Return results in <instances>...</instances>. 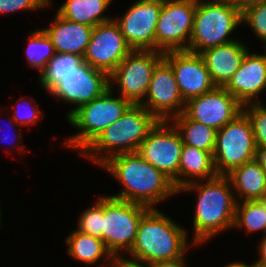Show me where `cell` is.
<instances>
[{
  "instance_id": "cell-40",
  "label": "cell",
  "mask_w": 266,
  "mask_h": 267,
  "mask_svg": "<svg viewBox=\"0 0 266 267\" xmlns=\"http://www.w3.org/2000/svg\"><path fill=\"white\" fill-rule=\"evenodd\" d=\"M224 267H254V262L247 264L246 262H243L240 260V262L239 261L232 262V263L227 264Z\"/></svg>"
},
{
  "instance_id": "cell-28",
  "label": "cell",
  "mask_w": 266,
  "mask_h": 267,
  "mask_svg": "<svg viewBox=\"0 0 266 267\" xmlns=\"http://www.w3.org/2000/svg\"><path fill=\"white\" fill-rule=\"evenodd\" d=\"M28 37L25 59L30 68H36L40 71V75L48 61L56 54L54 45L42 28L32 30Z\"/></svg>"
},
{
  "instance_id": "cell-16",
  "label": "cell",
  "mask_w": 266,
  "mask_h": 267,
  "mask_svg": "<svg viewBox=\"0 0 266 267\" xmlns=\"http://www.w3.org/2000/svg\"><path fill=\"white\" fill-rule=\"evenodd\" d=\"M183 112L190 119L218 131L243 112V105L224 87H215L187 100Z\"/></svg>"
},
{
  "instance_id": "cell-42",
  "label": "cell",
  "mask_w": 266,
  "mask_h": 267,
  "mask_svg": "<svg viewBox=\"0 0 266 267\" xmlns=\"http://www.w3.org/2000/svg\"><path fill=\"white\" fill-rule=\"evenodd\" d=\"M261 201L264 203V206L266 208V197H264Z\"/></svg>"
},
{
  "instance_id": "cell-18",
  "label": "cell",
  "mask_w": 266,
  "mask_h": 267,
  "mask_svg": "<svg viewBox=\"0 0 266 267\" xmlns=\"http://www.w3.org/2000/svg\"><path fill=\"white\" fill-rule=\"evenodd\" d=\"M224 88L242 105L264 102L260 96L266 91V49L262 54L249 50Z\"/></svg>"
},
{
  "instance_id": "cell-24",
  "label": "cell",
  "mask_w": 266,
  "mask_h": 267,
  "mask_svg": "<svg viewBox=\"0 0 266 267\" xmlns=\"http://www.w3.org/2000/svg\"><path fill=\"white\" fill-rule=\"evenodd\" d=\"M113 0H65L57 9L64 19L95 27L109 22L113 17L106 15V10Z\"/></svg>"
},
{
  "instance_id": "cell-4",
  "label": "cell",
  "mask_w": 266,
  "mask_h": 267,
  "mask_svg": "<svg viewBox=\"0 0 266 267\" xmlns=\"http://www.w3.org/2000/svg\"><path fill=\"white\" fill-rule=\"evenodd\" d=\"M158 122L141 104H132L122 117L105 128L80 155L100 167L112 156L137 152Z\"/></svg>"
},
{
  "instance_id": "cell-20",
  "label": "cell",
  "mask_w": 266,
  "mask_h": 267,
  "mask_svg": "<svg viewBox=\"0 0 266 267\" xmlns=\"http://www.w3.org/2000/svg\"><path fill=\"white\" fill-rule=\"evenodd\" d=\"M50 26L42 29L50 37L56 53L84 56L94 27L80 24L54 14Z\"/></svg>"
},
{
  "instance_id": "cell-14",
  "label": "cell",
  "mask_w": 266,
  "mask_h": 267,
  "mask_svg": "<svg viewBox=\"0 0 266 267\" xmlns=\"http://www.w3.org/2000/svg\"><path fill=\"white\" fill-rule=\"evenodd\" d=\"M163 0H135L113 19L132 50H155V31Z\"/></svg>"
},
{
  "instance_id": "cell-11",
  "label": "cell",
  "mask_w": 266,
  "mask_h": 267,
  "mask_svg": "<svg viewBox=\"0 0 266 267\" xmlns=\"http://www.w3.org/2000/svg\"><path fill=\"white\" fill-rule=\"evenodd\" d=\"M183 141L170 121H159L139 146L137 153L163 172L179 190V164Z\"/></svg>"
},
{
  "instance_id": "cell-19",
  "label": "cell",
  "mask_w": 266,
  "mask_h": 267,
  "mask_svg": "<svg viewBox=\"0 0 266 267\" xmlns=\"http://www.w3.org/2000/svg\"><path fill=\"white\" fill-rule=\"evenodd\" d=\"M245 44L242 39H237L199 53L216 87H224L239 69L249 51Z\"/></svg>"
},
{
  "instance_id": "cell-27",
  "label": "cell",
  "mask_w": 266,
  "mask_h": 267,
  "mask_svg": "<svg viewBox=\"0 0 266 267\" xmlns=\"http://www.w3.org/2000/svg\"><path fill=\"white\" fill-rule=\"evenodd\" d=\"M83 62L77 54L56 53L38 76V83L45 92H49L61 79Z\"/></svg>"
},
{
  "instance_id": "cell-13",
  "label": "cell",
  "mask_w": 266,
  "mask_h": 267,
  "mask_svg": "<svg viewBox=\"0 0 266 267\" xmlns=\"http://www.w3.org/2000/svg\"><path fill=\"white\" fill-rule=\"evenodd\" d=\"M159 121H170L185 108L171 65L162 58L153 70L144 101L141 103Z\"/></svg>"
},
{
  "instance_id": "cell-6",
  "label": "cell",
  "mask_w": 266,
  "mask_h": 267,
  "mask_svg": "<svg viewBox=\"0 0 266 267\" xmlns=\"http://www.w3.org/2000/svg\"><path fill=\"white\" fill-rule=\"evenodd\" d=\"M240 24L241 12L228 0H197L187 51L199 54L237 40L231 36Z\"/></svg>"
},
{
  "instance_id": "cell-1",
  "label": "cell",
  "mask_w": 266,
  "mask_h": 267,
  "mask_svg": "<svg viewBox=\"0 0 266 267\" xmlns=\"http://www.w3.org/2000/svg\"><path fill=\"white\" fill-rule=\"evenodd\" d=\"M100 168L122 185L118 194L110 195L114 198L155 208L171 196L178 195L173 181L137 152L112 156Z\"/></svg>"
},
{
  "instance_id": "cell-31",
  "label": "cell",
  "mask_w": 266,
  "mask_h": 267,
  "mask_svg": "<svg viewBox=\"0 0 266 267\" xmlns=\"http://www.w3.org/2000/svg\"><path fill=\"white\" fill-rule=\"evenodd\" d=\"M25 97H19L18 101L9 109V113H12L10 114L12 119L19 126L18 128L35 125L42 121L41 117L45 116L44 111L40 110L38 105L35 104V99L32 98V100L27 102Z\"/></svg>"
},
{
  "instance_id": "cell-30",
  "label": "cell",
  "mask_w": 266,
  "mask_h": 267,
  "mask_svg": "<svg viewBox=\"0 0 266 267\" xmlns=\"http://www.w3.org/2000/svg\"><path fill=\"white\" fill-rule=\"evenodd\" d=\"M243 112L251 122L257 149L266 148V106L262 102L247 103Z\"/></svg>"
},
{
  "instance_id": "cell-25",
  "label": "cell",
  "mask_w": 266,
  "mask_h": 267,
  "mask_svg": "<svg viewBox=\"0 0 266 267\" xmlns=\"http://www.w3.org/2000/svg\"><path fill=\"white\" fill-rule=\"evenodd\" d=\"M170 122L179 131L184 145L199 148L213 154L217 130L190 119L184 112L173 117Z\"/></svg>"
},
{
  "instance_id": "cell-3",
  "label": "cell",
  "mask_w": 266,
  "mask_h": 267,
  "mask_svg": "<svg viewBox=\"0 0 266 267\" xmlns=\"http://www.w3.org/2000/svg\"><path fill=\"white\" fill-rule=\"evenodd\" d=\"M194 245L200 246L188 240L186 228L155 207L142 216L128 255L154 264L182 257Z\"/></svg>"
},
{
  "instance_id": "cell-17",
  "label": "cell",
  "mask_w": 266,
  "mask_h": 267,
  "mask_svg": "<svg viewBox=\"0 0 266 267\" xmlns=\"http://www.w3.org/2000/svg\"><path fill=\"white\" fill-rule=\"evenodd\" d=\"M163 58L171 65L185 102L216 87L199 54L189 51H170L164 53Z\"/></svg>"
},
{
  "instance_id": "cell-2",
  "label": "cell",
  "mask_w": 266,
  "mask_h": 267,
  "mask_svg": "<svg viewBox=\"0 0 266 267\" xmlns=\"http://www.w3.org/2000/svg\"><path fill=\"white\" fill-rule=\"evenodd\" d=\"M190 191L197 192L192 214L194 244L205 245L219 233L233 229L237 201L226 175L192 182L180 188L178 194Z\"/></svg>"
},
{
  "instance_id": "cell-39",
  "label": "cell",
  "mask_w": 266,
  "mask_h": 267,
  "mask_svg": "<svg viewBox=\"0 0 266 267\" xmlns=\"http://www.w3.org/2000/svg\"><path fill=\"white\" fill-rule=\"evenodd\" d=\"M256 159L259 161L262 168L266 171V148L257 149Z\"/></svg>"
},
{
  "instance_id": "cell-34",
  "label": "cell",
  "mask_w": 266,
  "mask_h": 267,
  "mask_svg": "<svg viewBox=\"0 0 266 267\" xmlns=\"http://www.w3.org/2000/svg\"><path fill=\"white\" fill-rule=\"evenodd\" d=\"M123 255L113 256L111 267H152V264L143 260Z\"/></svg>"
},
{
  "instance_id": "cell-12",
  "label": "cell",
  "mask_w": 266,
  "mask_h": 267,
  "mask_svg": "<svg viewBox=\"0 0 266 267\" xmlns=\"http://www.w3.org/2000/svg\"><path fill=\"white\" fill-rule=\"evenodd\" d=\"M110 88L109 75L91 67L84 61L72 72L60 80L49 94L71 104L74 107L67 111L65 120L79 107L101 96Z\"/></svg>"
},
{
  "instance_id": "cell-35",
  "label": "cell",
  "mask_w": 266,
  "mask_h": 267,
  "mask_svg": "<svg viewBox=\"0 0 266 267\" xmlns=\"http://www.w3.org/2000/svg\"><path fill=\"white\" fill-rule=\"evenodd\" d=\"M11 119L10 120H8V121H10V122H8V125H10L11 124V127H12V129L15 127V128H17L18 127V125L15 123V121L12 119V116L10 117ZM12 122V123H11ZM1 128H2V126H1ZM8 128V127H7ZM4 129V128H3ZM2 129V130H3ZM1 130V131H2ZM5 131H7V129L5 130ZM7 134V135H6ZM9 134H10V132H9ZM4 135V134H3ZM12 135L13 136H10V135H8V133H5V135L4 136H2V137H0L1 139L0 140H2V142H4V143H6L7 142V140L10 138L11 139V137H12V142L14 141V143H16L17 144V146L15 147V150L17 151V150H20V152H22V153H25V145L23 144H19L20 143V141L21 140H23V134H21V132H20V130H19V132L17 131L16 132V130H15V133H12ZM14 137V138H13ZM14 139V140H13ZM6 141V142H5ZM19 141V142H18ZM11 142V141H10ZM11 142V144H9L8 146H9V148H13V146L12 145H14L13 143ZM11 145V146H10ZM7 146V145H6ZM5 145H4V147H6Z\"/></svg>"
},
{
  "instance_id": "cell-21",
  "label": "cell",
  "mask_w": 266,
  "mask_h": 267,
  "mask_svg": "<svg viewBox=\"0 0 266 267\" xmlns=\"http://www.w3.org/2000/svg\"><path fill=\"white\" fill-rule=\"evenodd\" d=\"M237 202L262 200L266 188V171L255 158L226 174Z\"/></svg>"
},
{
  "instance_id": "cell-22",
  "label": "cell",
  "mask_w": 266,
  "mask_h": 267,
  "mask_svg": "<svg viewBox=\"0 0 266 267\" xmlns=\"http://www.w3.org/2000/svg\"><path fill=\"white\" fill-rule=\"evenodd\" d=\"M64 242L67 244V254L73 260L86 265H92L93 267L95 265L98 266L101 260H104L105 265L100 264L99 266L111 267L113 256L106 248L102 239L84 234L75 229L70 232V235L66 237Z\"/></svg>"
},
{
  "instance_id": "cell-10",
  "label": "cell",
  "mask_w": 266,
  "mask_h": 267,
  "mask_svg": "<svg viewBox=\"0 0 266 267\" xmlns=\"http://www.w3.org/2000/svg\"><path fill=\"white\" fill-rule=\"evenodd\" d=\"M197 0H163L155 31V50L187 51Z\"/></svg>"
},
{
  "instance_id": "cell-41",
  "label": "cell",
  "mask_w": 266,
  "mask_h": 267,
  "mask_svg": "<svg viewBox=\"0 0 266 267\" xmlns=\"http://www.w3.org/2000/svg\"><path fill=\"white\" fill-rule=\"evenodd\" d=\"M1 213H2V211H1V207H0V228H2V225H1L2 224L1 223L2 222V218L1 217H3Z\"/></svg>"
},
{
  "instance_id": "cell-15",
  "label": "cell",
  "mask_w": 266,
  "mask_h": 267,
  "mask_svg": "<svg viewBox=\"0 0 266 267\" xmlns=\"http://www.w3.org/2000/svg\"><path fill=\"white\" fill-rule=\"evenodd\" d=\"M132 51L115 20L93 28L83 61L110 75Z\"/></svg>"
},
{
  "instance_id": "cell-33",
  "label": "cell",
  "mask_w": 266,
  "mask_h": 267,
  "mask_svg": "<svg viewBox=\"0 0 266 267\" xmlns=\"http://www.w3.org/2000/svg\"><path fill=\"white\" fill-rule=\"evenodd\" d=\"M49 0H0V15L13 14L18 11H36L37 9H48L52 7Z\"/></svg>"
},
{
  "instance_id": "cell-37",
  "label": "cell",
  "mask_w": 266,
  "mask_h": 267,
  "mask_svg": "<svg viewBox=\"0 0 266 267\" xmlns=\"http://www.w3.org/2000/svg\"><path fill=\"white\" fill-rule=\"evenodd\" d=\"M259 245H257V251H258V256L259 258L256 259L254 262L257 265L266 267V235L262 236L261 241L258 243Z\"/></svg>"
},
{
  "instance_id": "cell-26",
  "label": "cell",
  "mask_w": 266,
  "mask_h": 267,
  "mask_svg": "<svg viewBox=\"0 0 266 267\" xmlns=\"http://www.w3.org/2000/svg\"><path fill=\"white\" fill-rule=\"evenodd\" d=\"M266 235V208L261 200L237 202L233 229Z\"/></svg>"
},
{
  "instance_id": "cell-29",
  "label": "cell",
  "mask_w": 266,
  "mask_h": 267,
  "mask_svg": "<svg viewBox=\"0 0 266 267\" xmlns=\"http://www.w3.org/2000/svg\"><path fill=\"white\" fill-rule=\"evenodd\" d=\"M94 205L86 208L79 215L77 230L97 238L103 236V195L99 196Z\"/></svg>"
},
{
  "instance_id": "cell-7",
  "label": "cell",
  "mask_w": 266,
  "mask_h": 267,
  "mask_svg": "<svg viewBox=\"0 0 266 267\" xmlns=\"http://www.w3.org/2000/svg\"><path fill=\"white\" fill-rule=\"evenodd\" d=\"M149 209L140 203L103 195L104 230L101 239L112 256L130 252L139 222Z\"/></svg>"
},
{
  "instance_id": "cell-38",
  "label": "cell",
  "mask_w": 266,
  "mask_h": 267,
  "mask_svg": "<svg viewBox=\"0 0 266 267\" xmlns=\"http://www.w3.org/2000/svg\"><path fill=\"white\" fill-rule=\"evenodd\" d=\"M228 1L242 13L246 8L264 2L266 0H228Z\"/></svg>"
},
{
  "instance_id": "cell-36",
  "label": "cell",
  "mask_w": 266,
  "mask_h": 267,
  "mask_svg": "<svg viewBox=\"0 0 266 267\" xmlns=\"http://www.w3.org/2000/svg\"><path fill=\"white\" fill-rule=\"evenodd\" d=\"M185 258L184 255L173 260L160 261L152 264V267H186L187 259Z\"/></svg>"
},
{
  "instance_id": "cell-9",
  "label": "cell",
  "mask_w": 266,
  "mask_h": 267,
  "mask_svg": "<svg viewBox=\"0 0 266 267\" xmlns=\"http://www.w3.org/2000/svg\"><path fill=\"white\" fill-rule=\"evenodd\" d=\"M163 57L164 53L156 50H132L109 75L110 88L118 89V95L132 104H141L153 70Z\"/></svg>"
},
{
  "instance_id": "cell-5",
  "label": "cell",
  "mask_w": 266,
  "mask_h": 267,
  "mask_svg": "<svg viewBox=\"0 0 266 267\" xmlns=\"http://www.w3.org/2000/svg\"><path fill=\"white\" fill-rule=\"evenodd\" d=\"M116 91L108 88L101 96L82 105L66 119L77 133L65 138L63 147L77 150L81 154L105 128L124 115L132 103L120 95H114Z\"/></svg>"
},
{
  "instance_id": "cell-43",
  "label": "cell",
  "mask_w": 266,
  "mask_h": 267,
  "mask_svg": "<svg viewBox=\"0 0 266 267\" xmlns=\"http://www.w3.org/2000/svg\"><path fill=\"white\" fill-rule=\"evenodd\" d=\"M254 267H263V266L257 265V264L254 262Z\"/></svg>"
},
{
  "instance_id": "cell-23",
  "label": "cell",
  "mask_w": 266,
  "mask_h": 267,
  "mask_svg": "<svg viewBox=\"0 0 266 267\" xmlns=\"http://www.w3.org/2000/svg\"><path fill=\"white\" fill-rule=\"evenodd\" d=\"M213 154L184 145L179 164V189L192 182L216 177Z\"/></svg>"
},
{
  "instance_id": "cell-8",
  "label": "cell",
  "mask_w": 266,
  "mask_h": 267,
  "mask_svg": "<svg viewBox=\"0 0 266 267\" xmlns=\"http://www.w3.org/2000/svg\"><path fill=\"white\" fill-rule=\"evenodd\" d=\"M256 155L252 125L244 112L217 131L213 159L218 175L228 174Z\"/></svg>"
},
{
  "instance_id": "cell-32",
  "label": "cell",
  "mask_w": 266,
  "mask_h": 267,
  "mask_svg": "<svg viewBox=\"0 0 266 267\" xmlns=\"http://www.w3.org/2000/svg\"><path fill=\"white\" fill-rule=\"evenodd\" d=\"M241 23L250 27L252 33L263 42L266 49V1L246 8L241 13Z\"/></svg>"
}]
</instances>
